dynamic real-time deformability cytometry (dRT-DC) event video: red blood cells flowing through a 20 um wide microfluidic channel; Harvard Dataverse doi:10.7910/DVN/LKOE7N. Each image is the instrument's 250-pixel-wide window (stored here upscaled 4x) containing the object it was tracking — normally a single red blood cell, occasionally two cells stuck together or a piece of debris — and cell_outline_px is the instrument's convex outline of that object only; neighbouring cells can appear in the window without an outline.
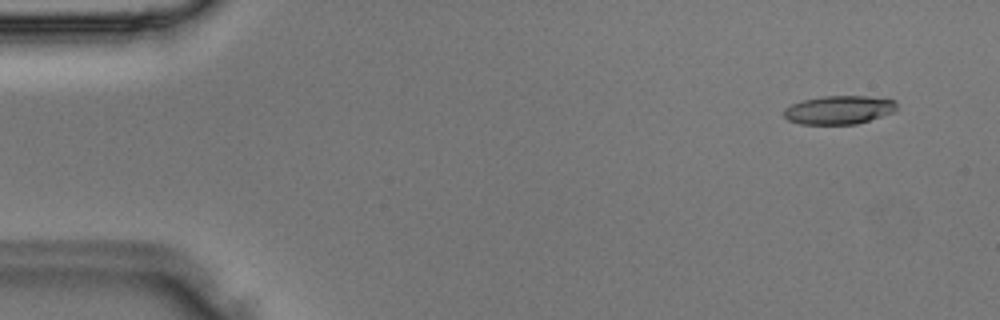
{"species": "Egyptian fruit bat (a non-hibernating species)", "species_latin": "Rousettus aegyptiacus", "temperature_condition": "room temperature", "stored_images_in_passage": 3, "camera_frame_rate_fps": 3000, "um_per_image_px": 0.085, "animal": {"sex": "male"}, "frame": {"image": 1, "passage_image": 1, "time_ms": 0.0, "image_size_px": [1000, 320], "cell_outline_px": [[896, 108], [892, 112], [856, 124], [800, 124], [788, 120], [784, 116], [784, 108], [792, 104], [804, 100], [824, 96], [868, 96], [896, 100]], "centroid_in_image_um": [71.29, 9.34], "position_along_channel_um": 13.7, "area_um2": 18.55}}